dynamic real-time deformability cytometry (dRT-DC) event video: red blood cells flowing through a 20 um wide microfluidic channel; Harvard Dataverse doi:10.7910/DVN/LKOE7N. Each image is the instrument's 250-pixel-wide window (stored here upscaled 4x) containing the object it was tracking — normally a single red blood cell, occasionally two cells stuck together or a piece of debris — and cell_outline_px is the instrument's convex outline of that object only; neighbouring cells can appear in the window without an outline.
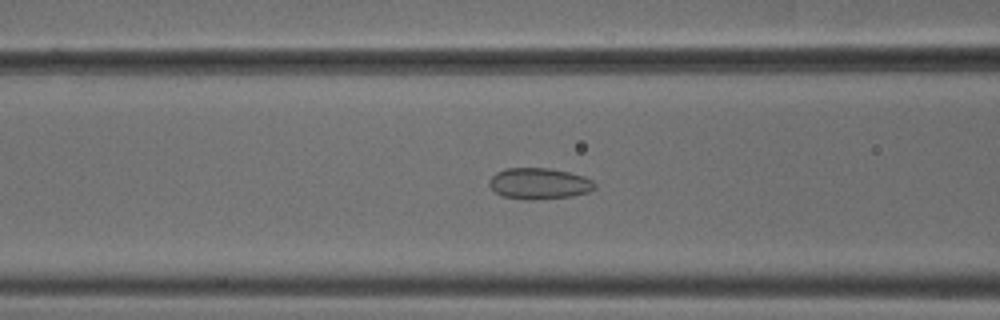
{"species": "common noctule bat (a hibernating species)", "species_latin": "Nyctalus noctula", "temperature_condition": "cold", "stored_images_in_passage": 54, "camera_frame_rate_fps": 3000, "um_per_image_px": 0.085, "animal": {"sex": "male", "body_mass_g": 18.8}, "frame": {"image": 1, "passage_image": 22, "time_ms": 7.0, "image_size_px": [1000, 320], "cell_outline_px": [[596, 188], [588, 192], [572, 196], [532, 200], [524, 200], [504, 196], [496, 192], [488, 184], [488, 180], [496, 172], [504, 168], [548, 168], [568, 172], [584, 176], [592, 180], [596, 184]], "centroid_in_image_um": [45.82, 15.6], "position_along_channel_um": 120.8, "area_um2": 19.25}}
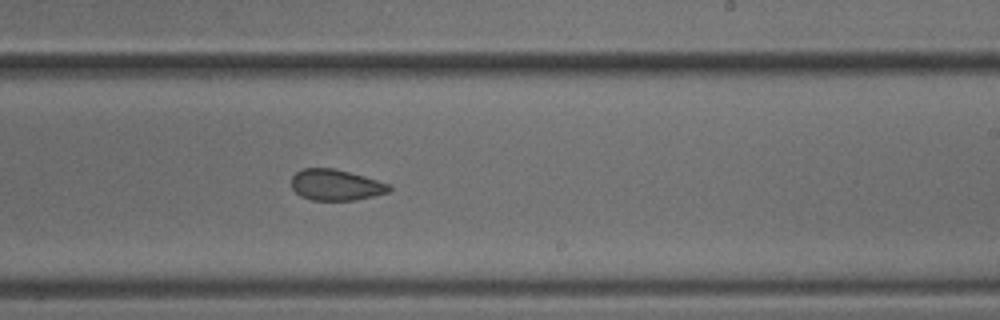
{"frame": {"image": 2, "passage_image": 33, "time_ms": 10.667, "image_size_px": [1000, 320], "cell_outline_px": [[392, 188], [388, 192], [376, 196], [356, 200], [312, 200], [300, 196], [292, 188], [292, 176], [296, 172], [304, 168], [332, 168], [364, 176], [392, 184]], "centroid_in_image_um": [28.58, 15.73], "position_along_channel_um": 260.4, "area_um2": 17.74}}
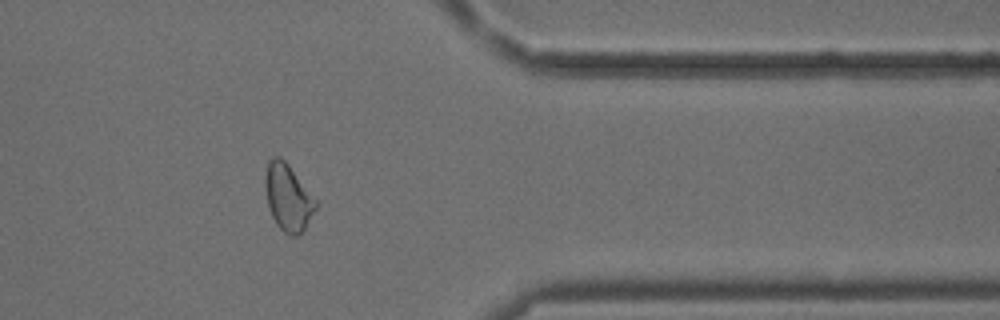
{"frame": {"image": 3, "passage_image": 44, "time_ms": 14.333, "image_size_px": [1000, 320], "cell_outline_px": [[316, 208], [304, 228], [296, 236], [292, 236], [284, 232], [276, 224], [268, 208], [264, 184], [264, 180], [268, 160], [272, 156], [280, 156], [288, 164], [316, 200]], "centroid_in_image_um": [24.44, 16.76], "position_along_channel_um": 387.0, "area_um2": 19.42}, "authors_computed_cell_mechanics": {"area_um2": 19.7965, "velocity_mm_per_s": 3.8087, "shape_relaxation_time_tau1_ms": null, "shape_relaxation_time_tau2_ms": 2.6842, "deformation_change_tau1": null, "deformation_change_tau2": 0.0748}}